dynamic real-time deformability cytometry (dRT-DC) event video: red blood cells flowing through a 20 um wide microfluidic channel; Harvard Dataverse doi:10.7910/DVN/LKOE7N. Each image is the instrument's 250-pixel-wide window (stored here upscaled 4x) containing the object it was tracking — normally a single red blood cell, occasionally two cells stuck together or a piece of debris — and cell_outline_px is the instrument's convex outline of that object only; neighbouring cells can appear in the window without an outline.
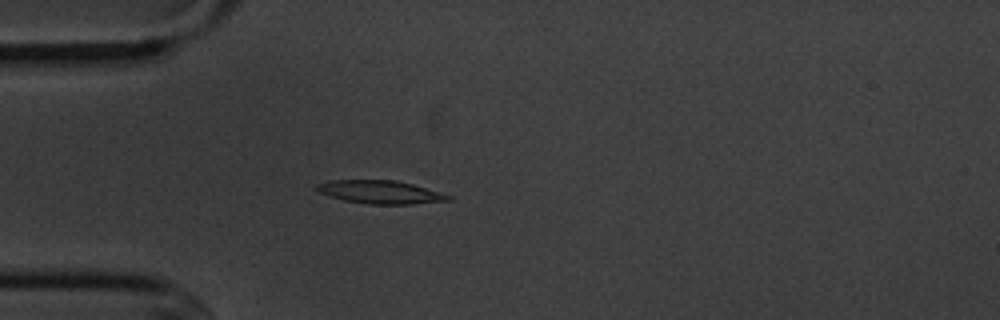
{"species": "common noctule bat (a hibernating species)", "species_latin": "Nyctalus noctula", "temperature_condition": "cold", "stored_images_in_passage": 5, "camera_frame_rate_fps": 3000, "um_per_image_px": 0.085, "animal": {"sex": "male", "body_mass_g": 20.1, "forearm_length_mm": 53.5}, "frame": {"image": 1, "passage_image": 5, "time_ms": 4.667, "image_size_px": [1000, 320], "cell_outline_px": [[452, 200], [412, 204], [368, 204], [344, 200], [328, 196], [320, 192], [316, 188], [316, 184], [332, 180], [396, 180], [412, 184], [452, 196]], "centroid_in_image_um": [32.32, 16.33], "position_along_channel_um": 52.7, "area_um2": 17.63}}